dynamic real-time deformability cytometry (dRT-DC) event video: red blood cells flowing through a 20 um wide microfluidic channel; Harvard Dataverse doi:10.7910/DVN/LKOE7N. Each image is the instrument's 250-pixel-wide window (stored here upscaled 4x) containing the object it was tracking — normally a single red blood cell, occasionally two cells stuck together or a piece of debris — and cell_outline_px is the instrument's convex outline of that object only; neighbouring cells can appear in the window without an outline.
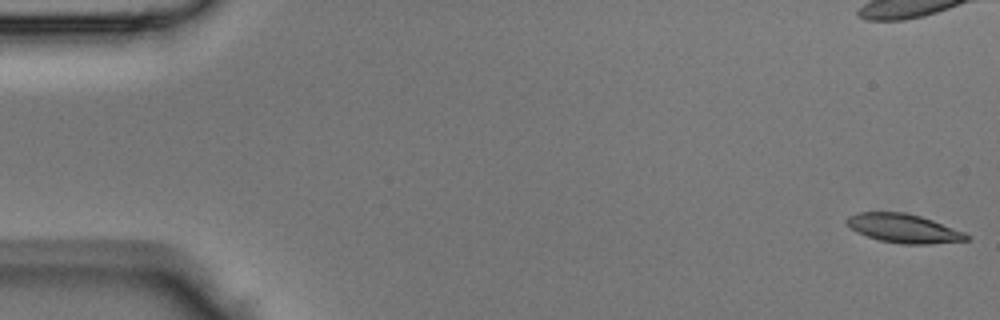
{"species": "Egyptian fruit bat (a non-hibernating species)", "species_latin": "Rousettus aegyptiacus", "temperature_condition": "room temperature", "stored_images_in_passage": 45, "camera_frame_rate_fps": 3000, "um_per_image_px": 0.085, "animal": {"sex": "male"}, "frame": {"image": 1, "passage_image": 1, "time_ms": 0.0, "image_size_px": [1000, 320], "cell_outline_px": [[972, 236], [968, 240], [928, 244], [904, 244], [880, 240], [856, 232], [844, 220], [848, 216], [856, 212], [904, 212], [920, 216], [932, 220], [964, 232]], "centroid_in_image_um": [76.81, 19.4], "position_along_channel_um": 8.2, "area_um2": 20.0}}